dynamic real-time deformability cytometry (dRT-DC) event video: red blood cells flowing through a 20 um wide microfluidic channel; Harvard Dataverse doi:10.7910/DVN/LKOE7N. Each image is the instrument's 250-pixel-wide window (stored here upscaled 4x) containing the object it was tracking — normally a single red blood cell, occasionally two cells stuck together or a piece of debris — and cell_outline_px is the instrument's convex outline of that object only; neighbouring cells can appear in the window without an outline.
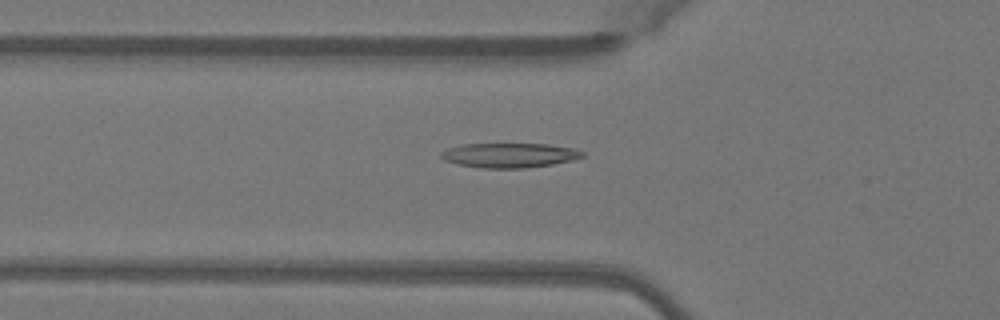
{"species": "Egyptian fruit bat (a non-hibernating species)", "species_latin": "Rousettus aegyptiacus", "temperature_condition": "warm", "stored_images_in_passage": 50, "camera_frame_rate_fps": 3000, "um_per_image_px": 0.085, "animal": {"sex": "female"}, "frame": {"image": 1, "passage_image": 18, "time_ms": 5.667, "image_size_px": [1000, 320], "cell_outline_px": [[584, 156], [572, 160], [552, 164], [524, 168], [480, 168], [460, 164], [444, 160], [440, 156], [440, 152], [448, 148], [460, 144], [548, 144], [576, 148], [584, 152]], "centroid_in_image_um": [43.31, 13.19], "position_along_channel_um": 82.5, "area_um2": 20.29}}
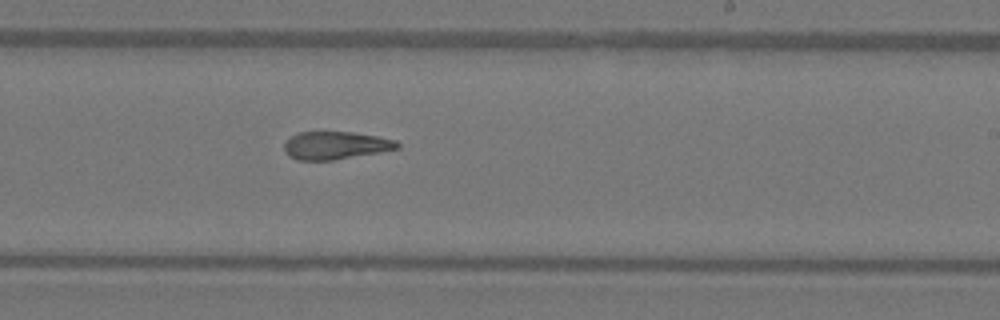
{"frame": {"image": 2, "passage_image": 31, "time_ms": 10.0, "image_size_px": [1000, 320], "cell_outline_px": [[400, 148], [332, 160], [296, 160], [288, 156], [284, 152], [284, 144], [292, 136], [300, 132], [352, 132], [376, 136], [396, 140], [400, 144]], "centroid_in_image_um": [28.5, 12.36], "position_along_channel_um": 260.5, "area_um2": 18.15}}
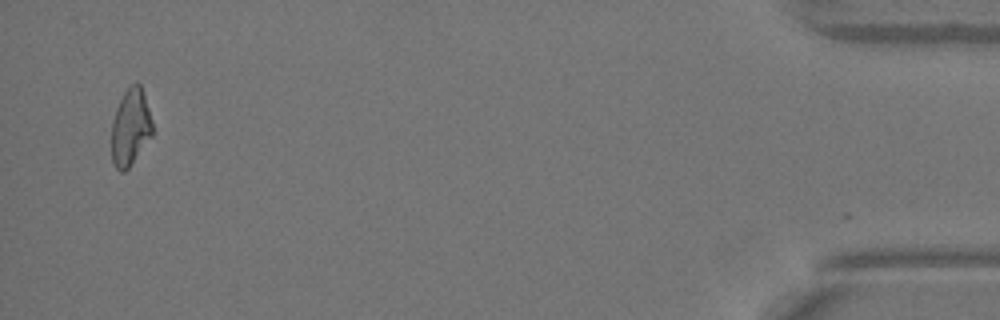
{"frame": {"image": 3, "passage_image": 49, "time_ms": 16.0, "image_size_px": [1000, 320], "cell_outline_px": [[152, 136], [128, 168], [124, 172], [120, 172], [112, 164], [112, 120], [116, 108], [124, 92], [132, 84], [140, 84], [152, 120]], "centroid_in_image_um": [11.08, 10.85], "position_along_channel_um": 424.1, "area_um2": 18.09}, "authors_computed_cell_mechanics": {"area_um2": 19.1607, "velocity_mm_per_s": 4.0862, "shape_relaxation_time_tau1_ms": null, "shape_relaxation_time_tau2_ms": 4.6891, "deformation_change_tau1": null, "deformation_change_tau2": 0.1153}}